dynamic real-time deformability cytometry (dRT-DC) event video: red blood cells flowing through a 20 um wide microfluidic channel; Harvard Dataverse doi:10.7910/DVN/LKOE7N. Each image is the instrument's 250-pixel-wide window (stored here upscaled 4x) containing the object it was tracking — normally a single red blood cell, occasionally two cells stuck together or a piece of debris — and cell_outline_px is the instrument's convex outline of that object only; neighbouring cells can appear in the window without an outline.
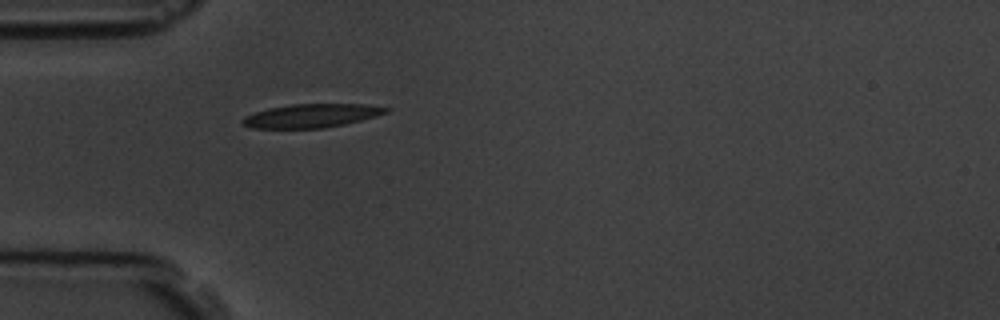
{"species": "common noctule bat (a hibernating species)", "species_latin": "Nyctalus noctula", "temperature_condition": "room temperature", "stored_images_in_passage": 1, "camera_frame_rate_fps": 3000, "um_per_image_px": 0.085, "animal": {"sex": "male", "body_mass_g": 19.5, "forearm_length_mm": 54.6}, "frame": {"image": 1, "passage_image": 1, "time_ms": 0.0, "image_size_px": [1000, 320], "cell_outline_px": [[392, 108], [388, 112], [376, 116], [344, 124], [324, 128], [252, 128], [244, 124], [240, 120], [244, 116], [268, 108], [292, 104], [368, 104]], "centroid_in_image_um": [26.5, 9.83], "position_along_channel_um": 58.5, "area_um2": 19.71}}